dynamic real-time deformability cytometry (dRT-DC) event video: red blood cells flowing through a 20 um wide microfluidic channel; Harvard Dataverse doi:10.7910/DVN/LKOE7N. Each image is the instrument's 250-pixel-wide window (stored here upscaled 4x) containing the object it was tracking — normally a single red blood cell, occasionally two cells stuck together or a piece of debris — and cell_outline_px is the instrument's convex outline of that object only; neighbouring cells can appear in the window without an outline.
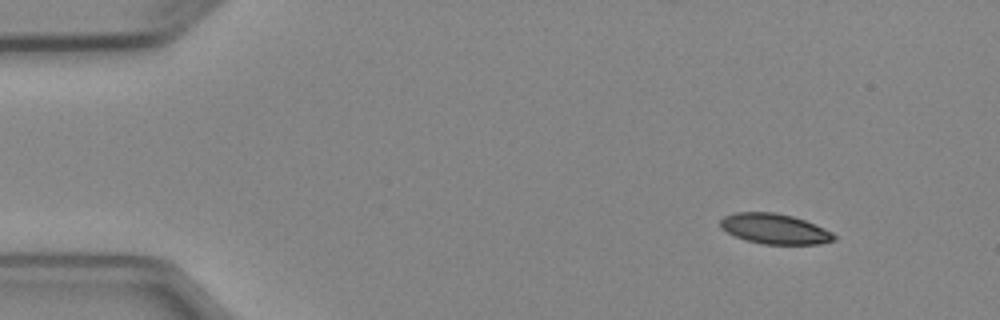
{"species": "Egyptian fruit bat (a non-hibernating species)", "species_latin": "Rousettus aegyptiacus", "temperature_condition": "cold", "stored_images_in_passage": 4, "camera_frame_rate_fps": 3000, "um_per_image_px": 0.085, "animal": {"sex": "female"}, "frame": {"image": 1, "passage_image": 1, "time_ms": 0.0, "image_size_px": [1000, 320], "cell_outline_px": [[836, 240], [820, 244], [764, 244], [748, 240], [736, 236], [720, 228], [720, 220], [724, 216], [736, 212], [776, 212], [792, 216], [804, 220], [824, 228], [832, 232], [836, 236]], "centroid_in_image_um": [65.86, 19.44], "position_along_channel_um": 19.1, "area_um2": 19.94}}
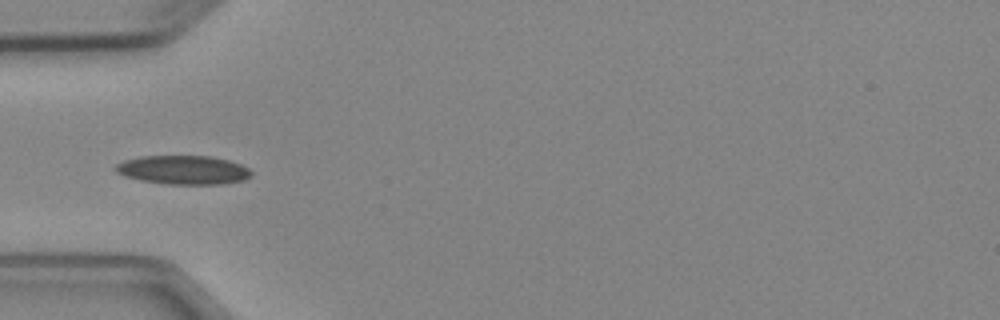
{"frame": {"image": 2, "passage_image": 4, "time_ms": 3.667, "image_size_px": [1000, 320], "cell_outline_px": [[252, 176], [244, 180], [224, 184], [168, 184], [140, 180], [124, 176], [116, 172], [112, 168], [116, 164], [124, 160], [140, 156], [212, 156], [228, 160], [240, 164], [248, 168], [252, 172]], "centroid_in_image_um": [15.57, 14.44], "position_along_channel_um": 69.4, "area_um2": 23.0}}